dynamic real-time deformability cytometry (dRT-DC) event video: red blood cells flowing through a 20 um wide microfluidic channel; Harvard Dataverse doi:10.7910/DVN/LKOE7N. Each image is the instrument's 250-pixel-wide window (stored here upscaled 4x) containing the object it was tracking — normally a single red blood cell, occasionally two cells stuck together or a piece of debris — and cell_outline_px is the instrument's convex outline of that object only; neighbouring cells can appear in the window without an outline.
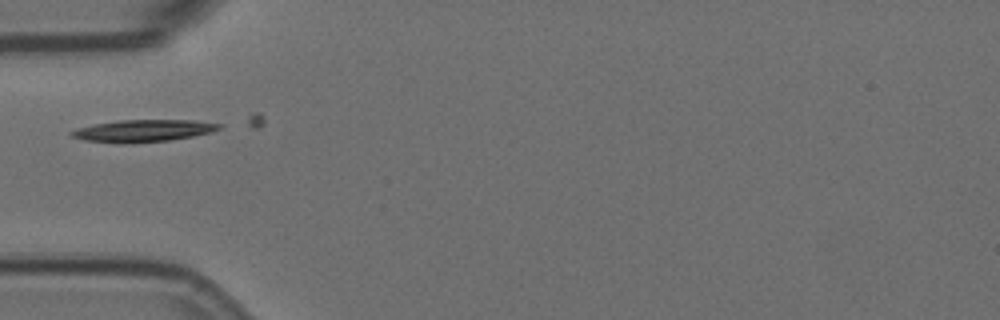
{"species": "Egyptian fruit bat (a non-hibernating species)", "species_latin": "Rousettus aegyptiacus", "temperature_condition": "room temperature", "stored_images_in_passage": 5, "camera_frame_rate_fps": 3000, "um_per_image_px": 0.085, "animal": {"sex": "female"}, "frame": {"image": 1, "passage_image": 4, "time_ms": 1.0, "image_size_px": [1000, 320], "cell_outline_px": [[224, 124], [220, 128], [212, 132], [192, 136], [168, 140], [84, 140], [72, 136], [68, 132], [76, 128], [96, 124], [120, 120], [196, 120]], "centroid_in_image_um": [12.29, 11.05], "position_along_channel_um": 72.7, "area_um2": 17.8}}